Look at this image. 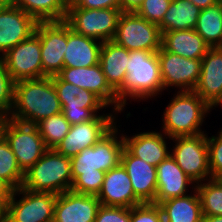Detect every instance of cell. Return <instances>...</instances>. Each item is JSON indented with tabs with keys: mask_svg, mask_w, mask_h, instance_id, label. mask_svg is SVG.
<instances>
[{
	"mask_svg": "<svg viewBox=\"0 0 222 222\" xmlns=\"http://www.w3.org/2000/svg\"><path fill=\"white\" fill-rule=\"evenodd\" d=\"M162 33L155 23L135 12H123L119 18L113 41L129 51L157 52L161 48Z\"/></svg>",
	"mask_w": 222,
	"mask_h": 222,
	"instance_id": "9",
	"label": "cell"
},
{
	"mask_svg": "<svg viewBox=\"0 0 222 222\" xmlns=\"http://www.w3.org/2000/svg\"><path fill=\"white\" fill-rule=\"evenodd\" d=\"M157 193L154 204L166 201L171 198L188 195L187 187L195 183L177 165L175 160L169 155L157 167Z\"/></svg>",
	"mask_w": 222,
	"mask_h": 222,
	"instance_id": "22",
	"label": "cell"
},
{
	"mask_svg": "<svg viewBox=\"0 0 222 222\" xmlns=\"http://www.w3.org/2000/svg\"><path fill=\"white\" fill-rule=\"evenodd\" d=\"M115 114L117 113H103L91 121L71 125L69 132L55 150L71 158L83 149L92 147L116 125Z\"/></svg>",
	"mask_w": 222,
	"mask_h": 222,
	"instance_id": "13",
	"label": "cell"
},
{
	"mask_svg": "<svg viewBox=\"0 0 222 222\" xmlns=\"http://www.w3.org/2000/svg\"><path fill=\"white\" fill-rule=\"evenodd\" d=\"M56 201L55 193L14 189L6 202L5 222H53Z\"/></svg>",
	"mask_w": 222,
	"mask_h": 222,
	"instance_id": "6",
	"label": "cell"
},
{
	"mask_svg": "<svg viewBox=\"0 0 222 222\" xmlns=\"http://www.w3.org/2000/svg\"><path fill=\"white\" fill-rule=\"evenodd\" d=\"M102 42L74 32L67 24L63 67H91L99 63Z\"/></svg>",
	"mask_w": 222,
	"mask_h": 222,
	"instance_id": "24",
	"label": "cell"
},
{
	"mask_svg": "<svg viewBox=\"0 0 222 222\" xmlns=\"http://www.w3.org/2000/svg\"><path fill=\"white\" fill-rule=\"evenodd\" d=\"M122 13L119 8H67L64 21L77 34L103 43L113 40Z\"/></svg>",
	"mask_w": 222,
	"mask_h": 222,
	"instance_id": "7",
	"label": "cell"
},
{
	"mask_svg": "<svg viewBox=\"0 0 222 222\" xmlns=\"http://www.w3.org/2000/svg\"><path fill=\"white\" fill-rule=\"evenodd\" d=\"M216 136H207L211 179L222 173V129Z\"/></svg>",
	"mask_w": 222,
	"mask_h": 222,
	"instance_id": "37",
	"label": "cell"
},
{
	"mask_svg": "<svg viewBox=\"0 0 222 222\" xmlns=\"http://www.w3.org/2000/svg\"><path fill=\"white\" fill-rule=\"evenodd\" d=\"M209 111L211 107L195 91H178L163 112L162 131L169 139L203 134L200 128Z\"/></svg>",
	"mask_w": 222,
	"mask_h": 222,
	"instance_id": "4",
	"label": "cell"
},
{
	"mask_svg": "<svg viewBox=\"0 0 222 222\" xmlns=\"http://www.w3.org/2000/svg\"><path fill=\"white\" fill-rule=\"evenodd\" d=\"M38 21L12 2L0 8V58L11 48L30 38Z\"/></svg>",
	"mask_w": 222,
	"mask_h": 222,
	"instance_id": "16",
	"label": "cell"
},
{
	"mask_svg": "<svg viewBox=\"0 0 222 222\" xmlns=\"http://www.w3.org/2000/svg\"><path fill=\"white\" fill-rule=\"evenodd\" d=\"M222 105V94L221 96L215 101V103L211 106V109H213L216 106Z\"/></svg>",
	"mask_w": 222,
	"mask_h": 222,
	"instance_id": "46",
	"label": "cell"
},
{
	"mask_svg": "<svg viewBox=\"0 0 222 222\" xmlns=\"http://www.w3.org/2000/svg\"><path fill=\"white\" fill-rule=\"evenodd\" d=\"M130 51L113 40L103 42L99 63L107 83L116 92L125 81Z\"/></svg>",
	"mask_w": 222,
	"mask_h": 222,
	"instance_id": "25",
	"label": "cell"
},
{
	"mask_svg": "<svg viewBox=\"0 0 222 222\" xmlns=\"http://www.w3.org/2000/svg\"><path fill=\"white\" fill-rule=\"evenodd\" d=\"M5 139L23 172L32 167L48 150L36 125L10 118L5 129Z\"/></svg>",
	"mask_w": 222,
	"mask_h": 222,
	"instance_id": "11",
	"label": "cell"
},
{
	"mask_svg": "<svg viewBox=\"0 0 222 222\" xmlns=\"http://www.w3.org/2000/svg\"><path fill=\"white\" fill-rule=\"evenodd\" d=\"M58 76L63 81L92 92L107 106H114L113 113L122 112L124 109L117 98L116 92L107 83L100 63L91 67H63Z\"/></svg>",
	"mask_w": 222,
	"mask_h": 222,
	"instance_id": "17",
	"label": "cell"
},
{
	"mask_svg": "<svg viewBox=\"0 0 222 222\" xmlns=\"http://www.w3.org/2000/svg\"><path fill=\"white\" fill-rule=\"evenodd\" d=\"M8 120H9L8 116L0 115V141H2L5 138V129H6Z\"/></svg>",
	"mask_w": 222,
	"mask_h": 222,
	"instance_id": "43",
	"label": "cell"
},
{
	"mask_svg": "<svg viewBox=\"0 0 222 222\" xmlns=\"http://www.w3.org/2000/svg\"><path fill=\"white\" fill-rule=\"evenodd\" d=\"M170 155L184 173L197 184L211 179L207 134L171 138ZM208 178V179H207Z\"/></svg>",
	"mask_w": 222,
	"mask_h": 222,
	"instance_id": "10",
	"label": "cell"
},
{
	"mask_svg": "<svg viewBox=\"0 0 222 222\" xmlns=\"http://www.w3.org/2000/svg\"><path fill=\"white\" fill-rule=\"evenodd\" d=\"M144 0H119V9L122 12H136Z\"/></svg>",
	"mask_w": 222,
	"mask_h": 222,
	"instance_id": "40",
	"label": "cell"
},
{
	"mask_svg": "<svg viewBox=\"0 0 222 222\" xmlns=\"http://www.w3.org/2000/svg\"><path fill=\"white\" fill-rule=\"evenodd\" d=\"M73 183L71 159L55 149H48L26 172L22 188L32 192L61 194Z\"/></svg>",
	"mask_w": 222,
	"mask_h": 222,
	"instance_id": "5",
	"label": "cell"
},
{
	"mask_svg": "<svg viewBox=\"0 0 222 222\" xmlns=\"http://www.w3.org/2000/svg\"><path fill=\"white\" fill-rule=\"evenodd\" d=\"M124 84L116 91L124 108L127 98L147 99L159 95L164 90L160 75L157 52L143 50L130 51Z\"/></svg>",
	"mask_w": 222,
	"mask_h": 222,
	"instance_id": "3",
	"label": "cell"
},
{
	"mask_svg": "<svg viewBox=\"0 0 222 222\" xmlns=\"http://www.w3.org/2000/svg\"><path fill=\"white\" fill-rule=\"evenodd\" d=\"M162 132H142L133 135L131 138L124 134V147L135 157L142 159L153 166H158L169 155L166 140L169 138ZM167 136V137H166ZM128 137V138H127Z\"/></svg>",
	"mask_w": 222,
	"mask_h": 222,
	"instance_id": "23",
	"label": "cell"
},
{
	"mask_svg": "<svg viewBox=\"0 0 222 222\" xmlns=\"http://www.w3.org/2000/svg\"><path fill=\"white\" fill-rule=\"evenodd\" d=\"M200 9L189 0H172L163 20L158 24L162 32L195 29Z\"/></svg>",
	"mask_w": 222,
	"mask_h": 222,
	"instance_id": "28",
	"label": "cell"
},
{
	"mask_svg": "<svg viewBox=\"0 0 222 222\" xmlns=\"http://www.w3.org/2000/svg\"><path fill=\"white\" fill-rule=\"evenodd\" d=\"M195 31L210 47H222V1L200 11Z\"/></svg>",
	"mask_w": 222,
	"mask_h": 222,
	"instance_id": "30",
	"label": "cell"
},
{
	"mask_svg": "<svg viewBox=\"0 0 222 222\" xmlns=\"http://www.w3.org/2000/svg\"><path fill=\"white\" fill-rule=\"evenodd\" d=\"M121 164L127 171L135 195L143 203H153L157 193L156 166L133 156L125 147L121 154Z\"/></svg>",
	"mask_w": 222,
	"mask_h": 222,
	"instance_id": "20",
	"label": "cell"
},
{
	"mask_svg": "<svg viewBox=\"0 0 222 222\" xmlns=\"http://www.w3.org/2000/svg\"><path fill=\"white\" fill-rule=\"evenodd\" d=\"M161 46L189 59H202L210 48L195 29L162 32Z\"/></svg>",
	"mask_w": 222,
	"mask_h": 222,
	"instance_id": "26",
	"label": "cell"
},
{
	"mask_svg": "<svg viewBox=\"0 0 222 222\" xmlns=\"http://www.w3.org/2000/svg\"><path fill=\"white\" fill-rule=\"evenodd\" d=\"M14 81L9 75L5 63L0 59V115L11 113L14 96Z\"/></svg>",
	"mask_w": 222,
	"mask_h": 222,
	"instance_id": "34",
	"label": "cell"
},
{
	"mask_svg": "<svg viewBox=\"0 0 222 222\" xmlns=\"http://www.w3.org/2000/svg\"><path fill=\"white\" fill-rule=\"evenodd\" d=\"M0 178L12 189L22 186L24 172L21 170L15 155L4 138L0 141Z\"/></svg>",
	"mask_w": 222,
	"mask_h": 222,
	"instance_id": "31",
	"label": "cell"
},
{
	"mask_svg": "<svg viewBox=\"0 0 222 222\" xmlns=\"http://www.w3.org/2000/svg\"><path fill=\"white\" fill-rule=\"evenodd\" d=\"M171 2L172 0H144L135 13L158 25L163 20Z\"/></svg>",
	"mask_w": 222,
	"mask_h": 222,
	"instance_id": "35",
	"label": "cell"
},
{
	"mask_svg": "<svg viewBox=\"0 0 222 222\" xmlns=\"http://www.w3.org/2000/svg\"><path fill=\"white\" fill-rule=\"evenodd\" d=\"M14 82L43 77L41 41L34 33L0 58Z\"/></svg>",
	"mask_w": 222,
	"mask_h": 222,
	"instance_id": "14",
	"label": "cell"
},
{
	"mask_svg": "<svg viewBox=\"0 0 222 222\" xmlns=\"http://www.w3.org/2000/svg\"><path fill=\"white\" fill-rule=\"evenodd\" d=\"M12 189L0 178V196H10Z\"/></svg>",
	"mask_w": 222,
	"mask_h": 222,
	"instance_id": "44",
	"label": "cell"
},
{
	"mask_svg": "<svg viewBox=\"0 0 222 222\" xmlns=\"http://www.w3.org/2000/svg\"><path fill=\"white\" fill-rule=\"evenodd\" d=\"M97 198L105 206L132 208L143 203L135 195L127 171L121 163L106 172Z\"/></svg>",
	"mask_w": 222,
	"mask_h": 222,
	"instance_id": "19",
	"label": "cell"
},
{
	"mask_svg": "<svg viewBox=\"0 0 222 222\" xmlns=\"http://www.w3.org/2000/svg\"><path fill=\"white\" fill-rule=\"evenodd\" d=\"M194 91L211 107L222 94V47H210L201 59Z\"/></svg>",
	"mask_w": 222,
	"mask_h": 222,
	"instance_id": "21",
	"label": "cell"
},
{
	"mask_svg": "<svg viewBox=\"0 0 222 222\" xmlns=\"http://www.w3.org/2000/svg\"><path fill=\"white\" fill-rule=\"evenodd\" d=\"M202 222H222V215H220V216H203Z\"/></svg>",
	"mask_w": 222,
	"mask_h": 222,
	"instance_id": "45",
	"label": "cell"
},
{
	"mask_svg": "<svg viewBox=\"0 0 222 222\" xmlns=\"http://www.w3.org/2000/svg\"><path fill=\"white\" fill-rule=\"evenodd\" d=\"M194 195L171 198L160 202L164 222H202V207L195 187Z\"/></svg>",
	"mask_w": 222,
	"mask_h": 222,
	"instance_id": "27",
	"label": "cell"
},
{
	"mask_svg": "<svg viewBox=\"0 0 222 222\" xmlns=\"http://www.w3.org/2000/svg\"><path fill=\"white\" fill-rule=\"evenodd\" d=\"M130 222H164L160 206L142 203L130 208Z\"/></svg>",
	"mask_w": 222,
	"mask_h": 222,
	"instance_id": "36",
	"label": "cell"
},
{
	"mask_svg": "<svg viewBox=\"0 0 222 222\" xmlns=\"http://www.w3.org/2000/svg\"><path fill=\"white\" fill-rule=\"evenodd\" d=\"M35 34L41 41L43 77L57 76L64 64L67 23L65 21L38 22Z\"/></svg>",
	"mask_w": 222,
	"mask_h": 222,
	"instance_id": "12",
	"label": "cell"
},
{
	"mask_svg": "<svg viewBox=\"0 0 222 222\" xmlns=\"http://www.w3.org/2000/svg\"><path fill=\"white\" fill-rule=\"evenodd\" d=\"M118 130L115 125L92 147L85 148L70 158L73 179L71 191L98 195L106 172L121 163L124 140L122 135L117 136Z\"/></svg>",
	"mask_w": 222,
	"mask_h": 222,
	"instance_id": "1",
	"label": "cell"
},
{
	"mask_svg": "<svg viewBox=\"0 0 222 222\" xmlns=\"http://www.w3.org/2000/svg\"><path fill=\"white\" fill-rule=\"evenodd\" d=\"M68 8H84V9L119 8V0H69Z\"/></svg>",
	"mask_w": 222,
	"mask_h": 222,
	"instance_id": "39",
	"label": "cell"
},
{
	"mask_svg": "<svg viewBox=\"0 0 222 222\" xmlns=\"http://www.w3.org/2000/svg\"><path fill=\"white\" fill-rule=\"evenodd\" d=\"M12 3L38 22L64 21L69 0H13Z\"/></svg>",
	"mask_w": 222,
	"mask_h": 222,
	"instance_id": "29",
	"label": "cell"
},
{
	"mask_svg": "<svg viewBox=\"0 0 222 222\" xmlns=\"http://www.w3.org/2000/svg\"><path fill=\"white\" fill-rule=\"evenodd\" d=\"M36 126L46 147L55 149L69 132L71 124L61 112L41 120Z\"/></svg>",
	"mask_w": 222,
	"mask_h": 222,
	"instance_id": "32",
	"label": "cell"
},
{
	"mask_svg": "<svg viewBox=\"0 0 222 222\" xmlns=\"http://www.w3.org/2000/svg\"><path fill=\"white\" fill-rule=\"evenodd\" d=\"M3 1H5V2H12L13 0H3Z\"/></svg>",
	"mask_w": 222,
	"mask_h": 222,
	"instance_id": "49",
	"label": "cell"
},
{
	"mask_svg": "<svg viewBox=\"0 0 222 222\" xmlns=\"http://www.w3.org/2000/svg\"><path fill=\"white\" fill-rule=\"evenodd\" d=\"M196 5L200 10L206 9L209 6L214 5L218 0H189Z\"/></svg>",
	"mask_w": 222,
	"mask_h": 222,
	"instance_id": "41",
	"label": "cell"
},
{
	"mask_svg": "<svg viewBox=\"0 0 222 222\" xmlns=\"http://www.w3.org/2000/svg\"><path fill=\"white\" fill-rule=\"evenodd\" d=\"M157 56L164 90L176 87L180 91H194L200 78L201 59L185 58L166 51L162 46Z\"/></svg>",
	"mask_w": 222,
	"mask_h": 222,
	"instance_id": "15",
	"label": "cell"
},
{
	"mask_svg": "<svg viewBox=\"0 0 222 222\" xmlns=\"http://www.w3.org/2000/svg\"><path fill=\"white\" fill-rule=\"evenodd\" d=\"M222 185V173L215 178Z\"/></svg>",
	"mask_w": 222,
	"mask_h": 222,
	"instance_id": "47",
	"label": "cell"
},
{
	"mask_svg": "<svg viewBox=\"0 0 222 222\" xmlns=\"http://www.w3.org/2000/svg\"><path fill=\"white\" fill-rule=\"evenodd\" d=\"M195 185L202 207L203 216L222 215V185L216 179Z\"/></svg>",
	"mask_w": 222,
	"mask_h": 222,
	"instance_id": "33",
	"label": "cell"
},
{
	"mask_svg": "<svg viewBox=\"0 0 222 222\" xmlns=\"http://www.w3.org/2000/svg\"><path fill=\"white\" fill-rule=\"evenodd\" d=\"M10 196H0V222L5 221L6 202Z\"/></svg>",
	"mask_w": 222,
	"mask_h": 222,
	"instance_id": "42",
	"label": "cell"
},
{
	"mask_svg": "<svg viewBox=\"0 0 222 222\" xmlns=\"http://www.w3.org/2000/svg\"><path fill=\"white\" fill-rule=\"evenodd\" d=\"M62 112L52 77L14 83L13 106L9 118L31 125Z\"/></svg>",
	"mask_w": 222,
	"mask_h": 222,
	"instance_id": "2",
	"label": "cell"
},
{
	"mask_svg": "<svg viewBox=\"0 0 222 222\" xmlns=\"http://www.w3.org/2000/svg\"><path fill=\"white\" fill-rule=\"evenodd\" d=\"M100 205L95 195L68 190L57 195L53 222H94Z\"/></svg>",
	"mask_w": 222,
	"mask_h": 222,
	"instance_id": "18",
	"label": "cell"
},
{
	"mask_svg": "<svg viewBox=\"0 0 222 222\" xmlns=\"http://www.w3.org/2000/svg\"><path fill=\"white\" fill-rule=\"evenodd\" d=\"M94 222H130V208L100 205Z\"/></svg>",
	"mask_w": 222,
	"mask_h": 222,
	"instance_id": "38",
	"label": "cell"
},
{
	"mask_svg": "<svg viewBox=\"0 0 222 222\" xmlns=\"http://www.w3.org/2000/svg\"><path fill=\"white\" fill-rule=\"evenodd\" d=\"M52 81L62 114L71 125L91 121L98 115V110L108 107L92 92L63 81L58 75L53 76Z\"/></svg>",
	"mask_w": 222,
	"mask_h": 222,
	"instance_id": "8",
	"label": "cell"
},
{
	"mask_svg": "<svg viewBox=\"0 0 222 222\" xmlns=\"http://www.w3.org/2000/svg\"><path fill=\"white\" fill-rule=\"evenodd\" d=\"M5 1L0 0V8L4 5Z\"/></svg>",
	"mask_w": 222,
	"mask_h": 222,
	"instance_id": "48",
	"label": "cell"
}]
</instances>
